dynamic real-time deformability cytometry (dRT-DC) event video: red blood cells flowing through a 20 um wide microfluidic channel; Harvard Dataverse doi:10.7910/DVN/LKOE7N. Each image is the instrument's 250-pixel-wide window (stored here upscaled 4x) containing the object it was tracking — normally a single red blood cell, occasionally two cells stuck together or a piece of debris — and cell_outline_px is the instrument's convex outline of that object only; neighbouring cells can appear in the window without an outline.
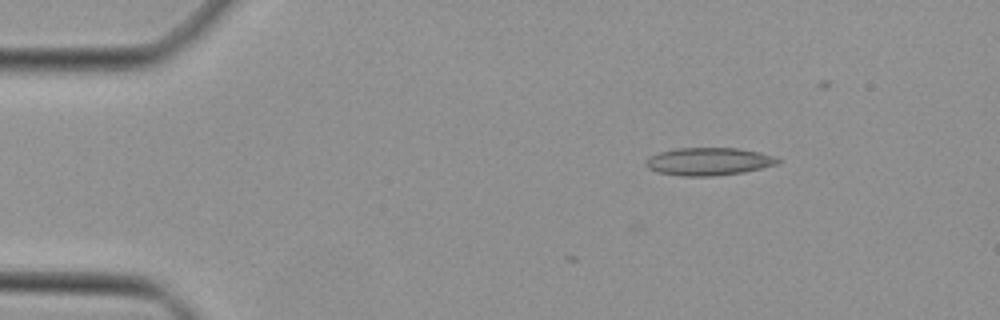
{"species": "Egyptian fruit bat (a non-hibernating species)", "species_latin": "Rousettus aegyptiacus", "temperature_condition": "cold", "stored_images_in_passage": 4, "camera_frame_rate_fps": 3000, "um_per_image_px": 0.085, "animal": {"sex": "female"}, "frame": {"image": 1, "passage_image": 1, "time_ms": 0.0, "image_size_px": [1000, 320], "cell_outline_px": [[780, 164], [744, 172], [712, 176], [680, 176], [656, 172], [648, 168], [644, 164], [652, 156], [660, 152], [676, 148], [736, 148], [760, 152], [772, 156], [780, 160]], "centroid_in_image_um": [60.25, 13.73], "position_along_channel_um": 24.8, "area_um2": 21.27}}